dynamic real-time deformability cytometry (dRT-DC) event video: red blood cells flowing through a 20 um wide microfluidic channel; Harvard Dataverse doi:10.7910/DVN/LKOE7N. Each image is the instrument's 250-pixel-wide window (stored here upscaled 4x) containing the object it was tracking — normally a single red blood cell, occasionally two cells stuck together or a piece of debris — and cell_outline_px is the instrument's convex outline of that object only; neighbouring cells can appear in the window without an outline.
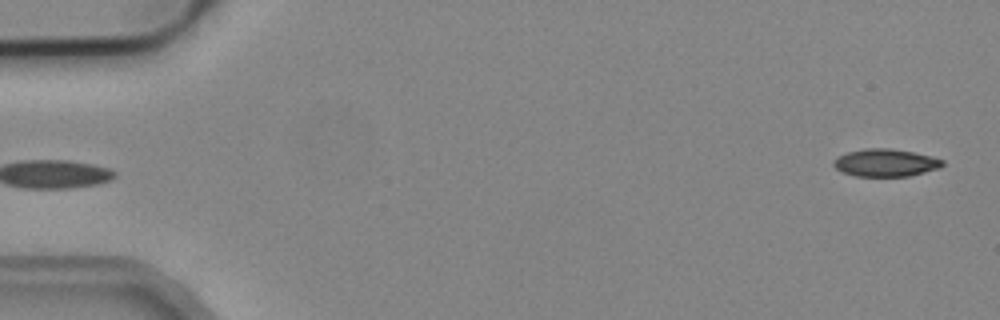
{"species": "common noctule bat (a hibernating species)", "species_latin": "Nyctalus noctula", "temperature_condition": "cold", "stored_images_in_passage": 5, "camera_frame_rate_fps": 3000, "um_per_image_px": 0.085, "animal": {"sex": "male", "body_mass_g": 19.2, "forearm_length_mm": 51.8}, "frame": {"image": 1, "passage_image": 5, "time_ms": 1.333, "image_size_px": [1000, 320], "cell_outline_px": [[944, 164], [940, 168], [908, 176], [856, 176], [844, 172], [836, 168], [832, 164], [832, 160], [848, 152], [864, 148], [888, 148], [912, 152], [932, 156], [944, 160]], "centroid_in_image_um": [75.28, 13.83], "position_along_channel_um": 9.7, "area_um2": 17.4}}